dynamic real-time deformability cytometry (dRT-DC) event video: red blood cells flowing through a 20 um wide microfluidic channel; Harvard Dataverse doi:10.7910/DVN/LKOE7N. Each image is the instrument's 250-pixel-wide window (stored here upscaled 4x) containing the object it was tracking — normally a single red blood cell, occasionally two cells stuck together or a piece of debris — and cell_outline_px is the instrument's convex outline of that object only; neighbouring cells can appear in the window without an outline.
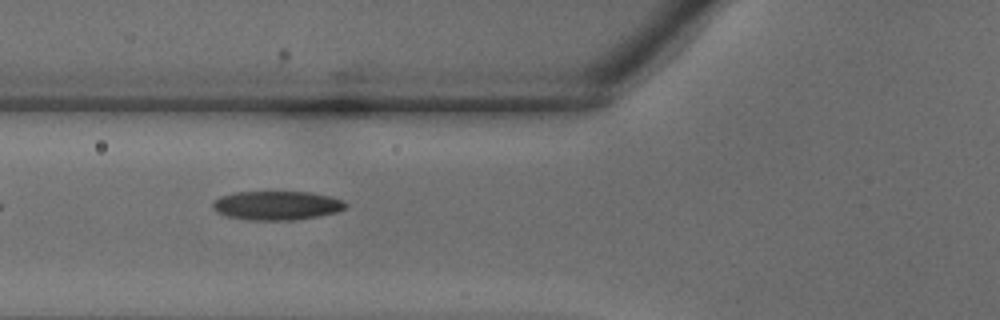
{"species": "common noctule bat (a hibernating species)", "species_latin": "Nyctalus noctula", "temperature_condition": "warm", "stored_images_in_passage": 6, "camera_frame_rate_fps": 3000, "um_per_image_px": 0.085, "animal": {"sex": "male", "body_mass_g": 18.8}, "frame": {"image": 1, "passage_image": 4, "time_ms": 1.0, "image_size_px": [1000, 320], "cell_outline_px": [[348, 204], [340, 212], [292, 220], [248, 220], [228, 216], [216, 212], [212, 208], [212, 204], [220, 196], [236, 192], [312, 192], [332, 196], [344, 200]], "centroid_in_image_um": [23.56, 17.46], "position_along_channel_um": 102.2, "area_um2": 22.54}}